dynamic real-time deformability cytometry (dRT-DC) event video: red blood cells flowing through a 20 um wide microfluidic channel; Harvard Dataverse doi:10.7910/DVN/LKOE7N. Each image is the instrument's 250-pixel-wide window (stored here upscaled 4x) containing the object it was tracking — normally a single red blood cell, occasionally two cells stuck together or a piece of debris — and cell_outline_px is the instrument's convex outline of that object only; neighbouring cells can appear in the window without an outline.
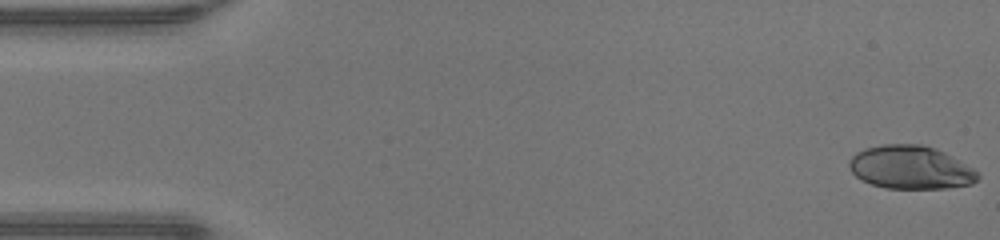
{"species": "human", "species_latin": "Homo sapiens", "temperature_condition": "warm", "stored_images_in_passage": 47, "camera_frame_rate_fps": 3000, "um_per_image_px": 0.085, "donor": {"sex": "male"}, "frame": {"image": 1, "passage_image": 1, "time_ms": 0.0, "image_size_px": [1000, 240], "cell_outline_px": [[980, 176], [972, 184], [944, 188], [884, 188], [860, 180], [852, 172], [848, 164], [848, 160], [856, 152], [864, 148], [884, 144], [920, 144], [936, 148], [944, 152], [972, 168]], "centroid_in_image_um": [77.35, 14.22], "position_along_channel_um": 7.6, "area_um2": 32.37}}
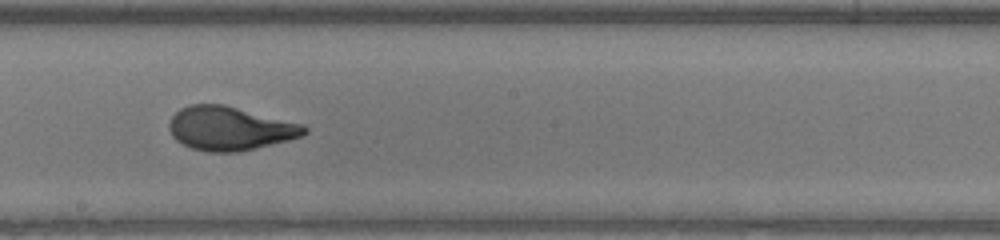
{"frame": {"image": 2, "passage_image": 26, "time_ms": 8.333, "image_size_px": [1000, 240], "cell_outline_px": [[308, 132], [304, 136], [256, 148], [236, 152], [208, 152], [192, 148], [176, 140], [172, 136], [168, 128], [168, 124], [172, 116], [180, 108], [188, 104], [224, 104], [304, 124], [308, 128]], "centroid_in_image_um": [19.55, 10.91], "position_along_channel_um": 228.7, "area_um2": 34.68}}
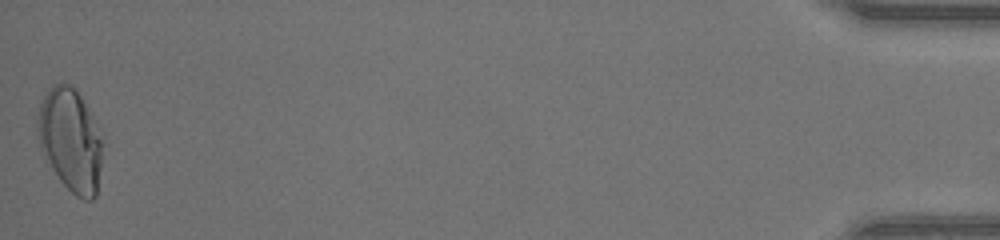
{"frame": {"image": 3, "passage_image": 47, "time_ms": 15.333, "image_size_px": [1000, 240], "cell_outline_px": [[100, 168], [96, 196], [92, 200], [84, 200], [76, 196], [60, 180], [44, 156], [40, 148], [36, 136], [36, 116], [40, 104], [44, 96], [52, 84], [68, 84], [76, 88], [92, 116], [100, 140]], "centroid_in_image_um": [5.92, 11.89], "position_along_channel_um": 429.3, "area_um2": 38.49}, "authors_computed_cell_mechanics": {"area_um2": 34.1598, "velocity_mm_per_s": 4.3793, "shape_relaxation_time_tau1_ms": 6.7669, "shape_relaxation_time_tau2_ms": null, "deformation_change_tau1": 0.3013, "deformation_change_tau2": null}}